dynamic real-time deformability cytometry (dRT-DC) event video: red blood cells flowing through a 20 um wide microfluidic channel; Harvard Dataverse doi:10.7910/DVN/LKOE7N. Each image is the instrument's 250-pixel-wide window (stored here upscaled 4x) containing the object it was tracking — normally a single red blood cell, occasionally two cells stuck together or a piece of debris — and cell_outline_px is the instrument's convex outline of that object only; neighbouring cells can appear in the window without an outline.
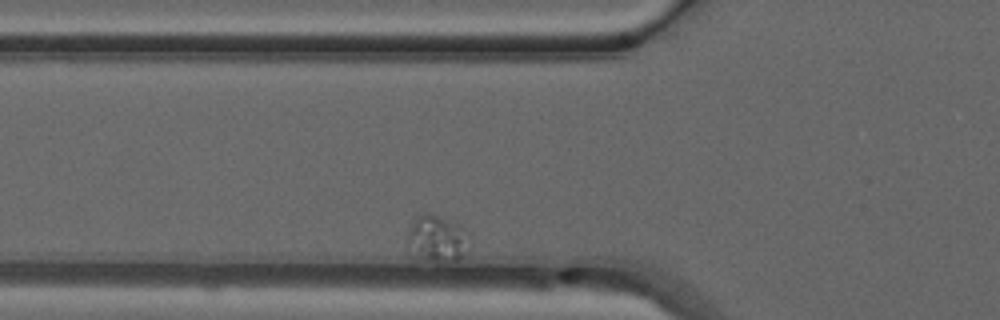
{"species": "common noctule bat (a hibernating species)", "species_latin": "Nyctalus noctula", "temperature_condition": "warm", "stored_images_in_passage": 40, "camera_frame_rate_fps": 3000, "um_per_image_px": 0.085, "animal": {"sex": "male", "forearm_length_mm": 52.5}, "frame": {"image": 1, "passage_image": 8, "time_ms": 2.333, "image_size_px": [1000, 320], "cell_outline_px": [[468, 232], [464, 252], [460, 260], [444, 264], [440, 264], [424, 260], [408, 248], [404, 244], [408, 232], [416, 216], [424, 212], [460, 224]], "centroid_in_image_um": [37.11, 20.32], "position_along_channel_um": 88.7, "area_um2": 16.99}}
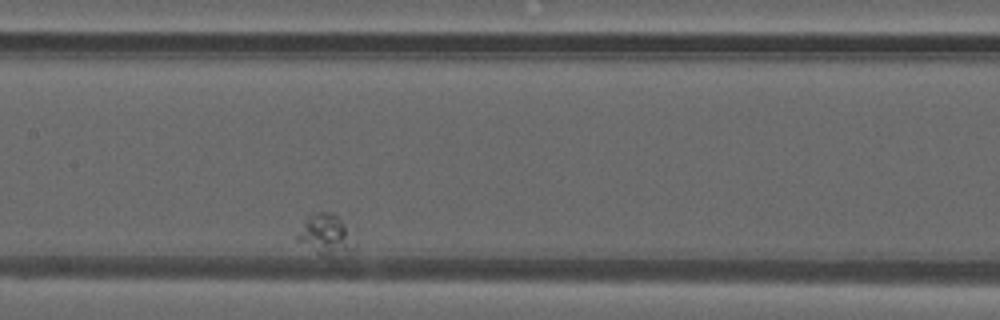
{"frame": {"image": 2, "passage_image": 19, "time_ms": 6.0, "image_size_px": [1000, 320], "cell_outline_px": [[356, 244], [328, 256], [320, 256], [296, 240], [296, 236], [304, 220], [312, 212], [332, 212], [344, 224]], "centroid_in_image_um": [27.58, 19.89], "position_along_channel_um": 179.8, "area_um2": 12.89}}
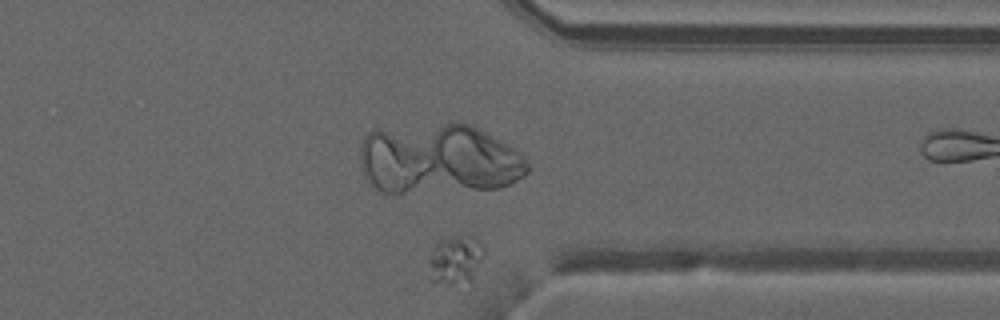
{"frame": {"image": 3, "passage_image": 39, "time_ms": 12.667, "image_size_px": [1000, 320], "cell_outline_px": [[484, 252], [472, 288], [428, 280], [428, 260], [432, 248], [436, 240], [448, 236], [472, 236], [480, 240], [484, 248]], "centroid_in_image_um": [38.72, 22.14], "position_along_channel_um": 372.7, "area_um2": 16.94}}